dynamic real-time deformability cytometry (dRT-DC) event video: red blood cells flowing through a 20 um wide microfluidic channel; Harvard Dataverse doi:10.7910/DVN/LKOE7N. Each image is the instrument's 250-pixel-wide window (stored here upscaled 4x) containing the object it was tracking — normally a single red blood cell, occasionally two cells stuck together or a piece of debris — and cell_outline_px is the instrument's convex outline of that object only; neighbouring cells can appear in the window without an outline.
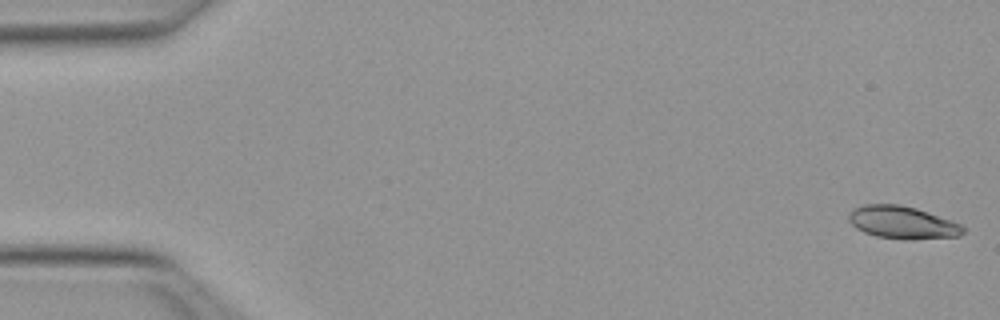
{"species": "Egyptian fruit bat (a non-hibernating species)", "species_latin": "Rousettus aegyptiacus", "temperature_condition": "warm", "stored_images_in_passage": 19, "camera_frame_rate_fps": 3000, "um_per_image_px": 0.085, "animal": {"sex": "female"}, "frame": {"image": 1, "passage_image": 1, "time_ms": 0.0, "image_size_px": [1000, 320], "cell_outline_px": [[964, 232], [960, 236], [908, 240], [904, 240], [876, 236], [864, 232], [856, 228], [848, 220], [848, 212], [864, 204], [900, 204], [916, 208], [928, 212], [960, 224], [964, 228]], "centroid_in_image_um": [76.68, 18.91], "position_along_channel_um": 8.3, "area_um2": 21.73}}
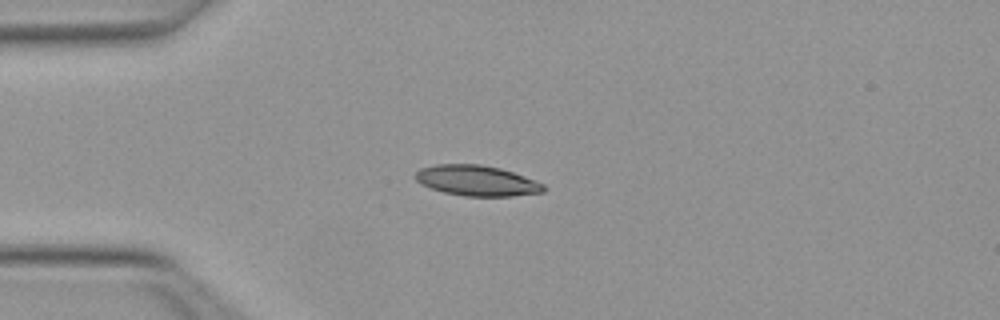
{"frame": {"image": 2, "passage_image": 13, "time_ms": 4.0, "image_size_px": [1000, 320], "cell_outline_px": [[544, 192], [512, 196], [464, 196], [444, 192], [420, 184], [416, 180], [416, 172], [420, 168], [436, 164], [480, 164], [500, 168], [524, 176], [544, 184]], "centroid_in_image_um": [40.51, 15.35], "position_along_channel_um": 44.5, "area_um2": 22.66}}
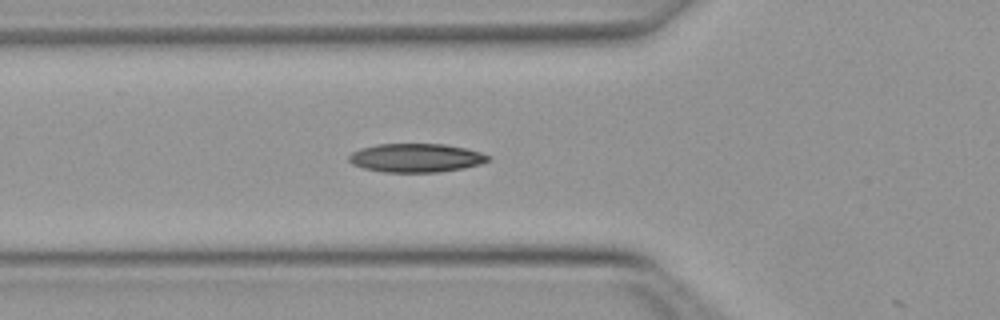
{"frame": {"image": 3, "passage_image": 18, "time_ms": 5.667, "image_size_px": [1000, 320], "cell_outline_px": [[488, 160], [480, 164], [464, 168], [440, 172], [384, 172], [364, 168], [352, 164], [348, 160], [348, 156], [352, 152], [360, 148], [376, 144], [444, 144], [464, 148], [480, 152], [488, 156]], "centroid_in_image_um": [35.31, 13.42], "position_along_channel_um": 90.5, "area_um2": 23.18}}